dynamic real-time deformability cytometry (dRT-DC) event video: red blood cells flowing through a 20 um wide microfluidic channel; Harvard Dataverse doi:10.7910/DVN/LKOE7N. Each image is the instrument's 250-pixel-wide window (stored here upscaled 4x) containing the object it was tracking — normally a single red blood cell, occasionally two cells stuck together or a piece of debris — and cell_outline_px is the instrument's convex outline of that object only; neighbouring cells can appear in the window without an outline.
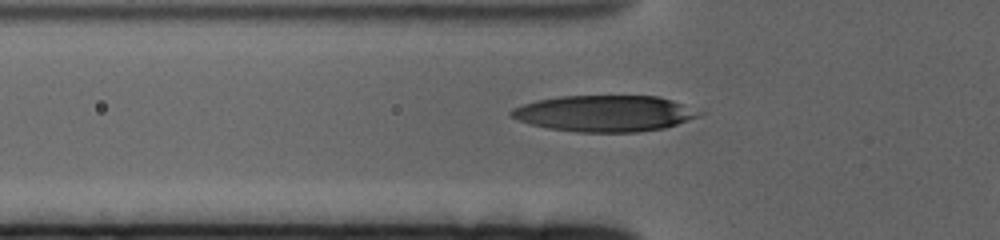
{"species": "human", "species_latin": "Homo sapiens", "temperature_condition": "cold", "stored_images_in_passage": 44, "camera_frame_rate_fps": 3000, "um_per_image_px": 0.085, "donor": {"sex": "female"}, "frame": {"image": 1, "passage_image": 3, "time_ms": 0.667, "image_size_px": [1000, 240], "cell_outline_px": [[708, 112], [700, 116], [664, 128], [636, 132], [576, 132], [548, 128], [532, 124], [520, 120], [512, 116], [508, 112], [512, 108], [536, 100], [560, 96], [656, 96], [672, 100]], "centroid_in_image_um": [51.44, 9.64], "position_along_channel_um": 74.4, "area_um2": 39.71}}
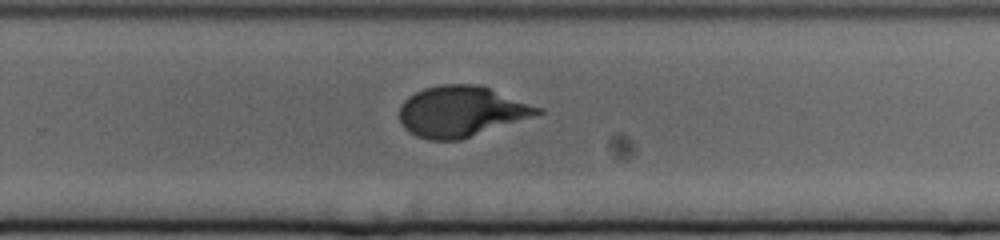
{"frame": {"image": 2, "passage_image": 23, "time_ms": 7.333, "image_size_px": [1000, 240], "cell_outline_px": [[544, 112], [460, 140], [428, 140], [416, 136], [408, 132], [400, 124], [400, 104], [408, 96], [424, 88], [440, 84], [476, 84], [488, 88], [544, 108]], "centroid_in_image_um": [39.16, 9.47], "position_along_channel_um": 290.6, "area_um2": 40.63}}
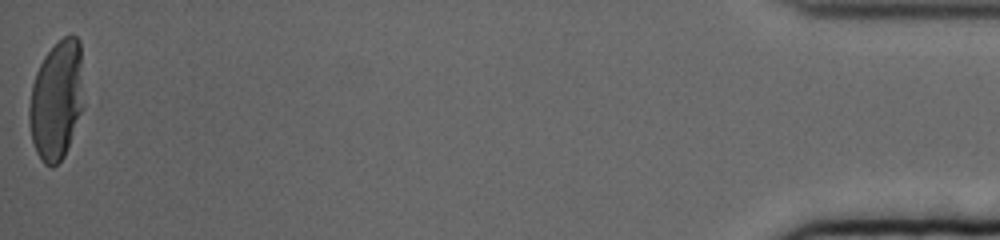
{"frame": {"image": 3, "passage_image": 44, "time_ms": 14.333, "image_size_px": [1000, 240], "cell_outline_px": [[84, 108], [64, 156], [52, 168], [44, 164], [40, 160], [36, 152], [32, 140], [28, 124], [28, 108], [32, 84], [36, 72], [44, 56], [64, 36], [76, 36], [80, 40], [84, 104]], "centroid_in_image_um": [4.81, 8.54], "position_along_channel_um": 430.4, "area_um2": 38.26}, "authors_computed_cell_mechanics": {"area_um2": 40.3155, "velocity_mm_per_s": 3.2471, "shape_relaxation_time_tau1_ms": 4.3387, "shape_relaxation_time_tau2_ms": 0.8614, "deformation_change_tau1": 0.208, "deformation_change_tau2": 0.0607}}